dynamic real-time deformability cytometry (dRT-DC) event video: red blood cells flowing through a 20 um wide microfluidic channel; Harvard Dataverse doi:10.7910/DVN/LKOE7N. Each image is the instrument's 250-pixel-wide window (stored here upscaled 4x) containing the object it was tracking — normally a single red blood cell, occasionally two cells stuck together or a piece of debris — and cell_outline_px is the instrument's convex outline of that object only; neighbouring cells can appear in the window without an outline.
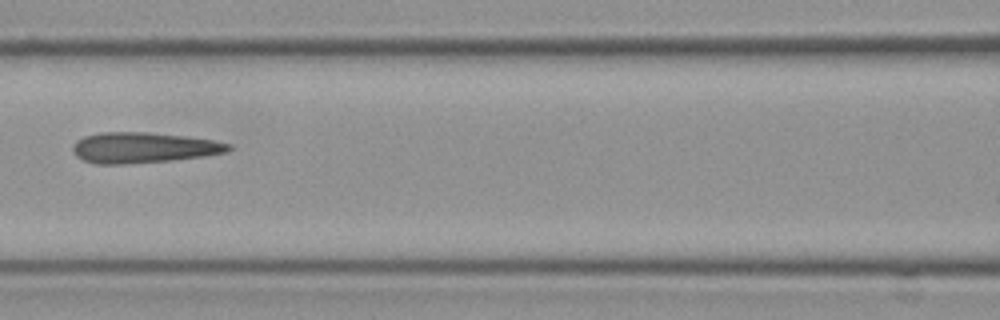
{"species": "Egyptian fruit bat (a non-hibernating species)", "species_latin": "Rousettus aegyptiacus", "temperature_condition": "cold", "stored_images_in_passage": 9, "camera_frame_rate_fps": 3000, "um_per_image_px": 0.085, "frame": {"image": 1, "passage_image": 7, "time_ms": 2.0, "image_size_px": [1000, 320], "cell_outline_px": [[232, 148], [228, 152], [204, 156], [168, 160], [120, 164], [96, 164], [84, 160], [76, 156], [72, 148], [72, 144], [76, 140], [84, 136], [100, 132], [148, 132], [184, 136], [212, 140], [232, 144]], "centroid_in_image_um": [12.17, 12.54], "position_along_channel_um": 154.4, "area_um2": 27.69}}
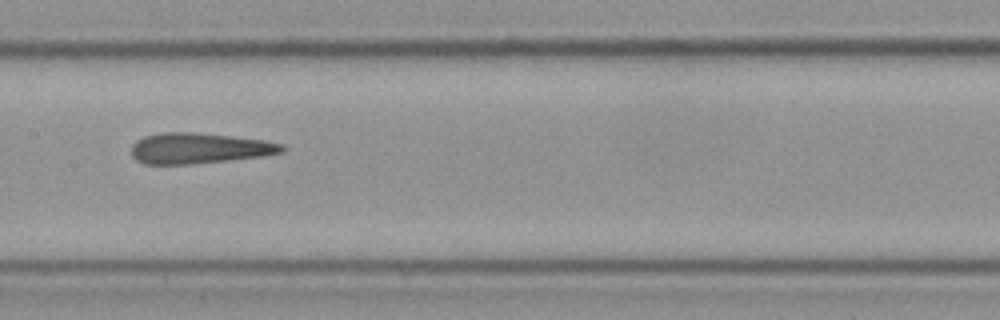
{"frame": {"image": 2, "passage_image": 8, "time_ms": 2.333, "image_size_px": [1000, 320], "cell_outline_px": [[288, 148], [284, 152], [264, 156], [188, 164], [144, 164], [136, 160], [132, 156], [132, 144], [136, 140], [144, 136], [164, 132], [192, 132], [232, 136], [264, 140], [284, 144]], "centroid_in_image_um": [16.95, 12.6], "position_along_channel_um": 190.5, "area_um2": 26.99}}
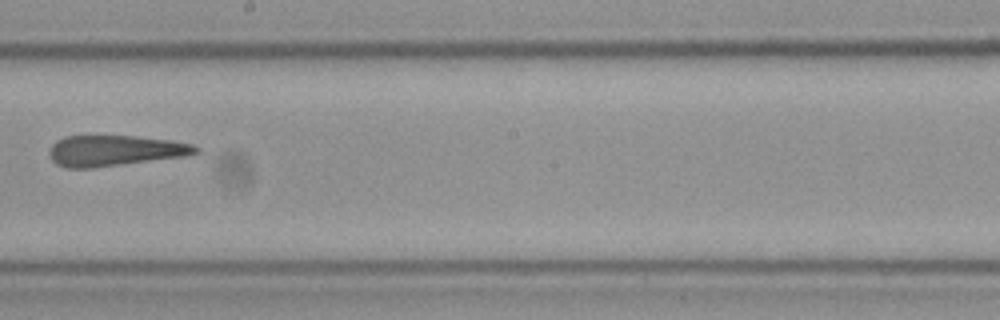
{"frame": {"image": 3, "passage_image": 9, "time_ms": 2.667, "image_size_px": [1000, 320], "cell_outline_px": [[200, 152], [184, 156], [92, 168], [68, 168], [56, 164], [52, 160], [48, 152], [52, 144], [56, 140], [64, 136], [136, 136], [172, 140], [192, 144], [200, 148]], "centroid_in_image_um": [9.75, 12.8], "position_along_channel_um": 238.5, "area_um2": 26.24}}